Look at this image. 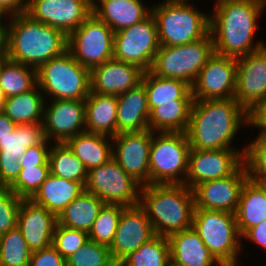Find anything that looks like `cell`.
Instances as JSON below:
<instances>
[{"label": "cell", "mask_w": 266, "mask_h": 266, "mask_svg": "<svg viewBox=\"0 0 266 266\" xmlns=\"http://www.w3.org/2000/svg\"><path fill=\"white\" fill-rule=\"evenodd\" d=\"M66 266H118L109 246L89 240L66 259Z\"/></svg>", "instance_id": "obj_41"}, {"label": "cell", "mask_w": 266, "mask_h": 266, "mask_svg": "<svg viewBox=\"0 0 266 266\" xmlns=\"http://www.w3.org/2000/svg\"><path fill=\"white\" fill-rule=\"evenodd\" d=\"M171 262L167 237L155 235L118 266H167Z\"/></svg>", "instance_id": "obj_37"}, {"label": "cell", "mask_w": 266, "mask_h": 266, "mask_svg": "<svg viewBox=\"0 0 266 266\" xmlns=\"http://www.w3.org/2000/svg\"><path fill=\"white\" fill-rule=\"evenodd\" d=\"M167 239L170 260L175 266H222L192 227L173 233Z\"/></svg>", "instance_id": "obj_25"}, {"label": "cell", "mask_w": 266, "mask_h": 266, "mask_svg": "<svg viewBox=\"0 0 266 266\" xmlns=\"http://www.w3.org/2000/svg\"><path fill=\"white\" fill-rule=\"evenodd\" d=\"M171 1H174V2H184V3H187L188 0H171Z\"/></svg>", "instance_id": "obj_55"}, {"label": "cell", "mask_w": 266, "mask_h": 266, "mask_svg": "<svg viewBox=\"0 0 266 266\" xmlns=\"http://www.w3.org/2000/svg\"><path fill=\"white\" fill-rule=\"evenodd\" d=\"M167 266H175V265H173V264L170 262Z\"/></svg>", "instance_id": "obj_57"}, {"label": "cell", "mask_w": 266, "mask_h": 266, "mask_svg": "<svg viewBox=\"0 0 266 266\" xmlns=\"http://www.w3.org/2000/svg\"><path fill=\"white\" fill-rule=\"evenodd\" d=\"M16 124L11 121L2 111H0V140L13 132Z\"/></svg>", "instance_id": "obj_50"}, {"label": "cell", "mask_w": 266, "mask_h": 266, "mask_svg": "<svg viewBox=\"0 0 266 266\" xmlns=\"http://www.w3.org/2000/svg\"><path fill=\"white\" fill-rule=\"evenodd\" d=\"M159 46L156 21L150 13L133 26L115 32L113 58L146 72L150 70Z\"/></svg>", "instance_id": "obj_12"}, {"label": "cell", "mask_w": 266, "mask_h": 266, "mask_svg": "<svg viewBox=\"0 0 266 266\" xmlns=\"http://www.w3.org/2000/svg\"><path fill=\"white\" fill-rule=\"evenodd\" d=\"M7 16L8 18H6ZM8 19H10V15L2 7H0V26H8L9 25Z\"/></svg>", "instance_id": "obj_52"}, {"label": "cell", "mask_w": 266, "mask_h": 266, "mask_svg": "<svg viewBox=\"0 0 266 266\" xmlns=\"http://www.w3.org/2000/svg\"><path fill=\"white\" fill-rule=\"evenodd\" d=\"M92 8L93 14L114 32L133 26L151 13V7H145L142 0H99Z\"/></svg>", "instance_id": "obj_26"}, {"label": "cell", "mask_w": 266, "mask_h": 266, "mask_svg": "<svg viewBox=\"0 0 266 266\" xmlns=\"http://www.w3.org/2000/svg\"><path fill=\"white\" fill-rule=\"evenodd\" d=\"M248 179L245 164L233 175L202 182L192 190L195 209L236 213L242 187Z\"/></svg>", "instance_id": "obj_19"}, {"label": "cell", "mask_w": 266, "mask_h": 266, "mask_svg": "<svg viewBox=\"0 0 266 266\" xmlns=\"http://www.w3.org/2000/svg\"><path fill=\"white\" fill-rule=\"evenodd\" d=\"M214 52L211 34L184 45L159 46L149 71L156 76L178 78L192 85Z\"/></svg>", "instance_id": "obj_9"}, {"label": "cell", "mask_w": 266, "mask_h": 266, "mask_svg": "<svg viewBox=\"0 0 266 266\" xmlns=\"http://www.w3.org/2000/svg\"><path fill=\"white\" fill-rule=\"evenodd\" d=\"M89 171L107 163L112 157V137L83 132L65 142Z\"/></svg>", "instance_id": "obj_31"}, {"label": "cell", "mask_w": 266, "mask_h": 266, "mask_svg": "<svg viewBox=\"0 0 266 266\" xmlns=\"http://www.w3.org/2000/svg\"><path fill=\"white\" fill-rule=\"evenodd\" d=\"M0 82L6 98L15 96L37 85L36 69L7 57L0 64Z\"/></svg>", "instance_id": "obj_36"}, {"label": "cell", "mask_w": 266, "mask_h": 266, "mask_svg": "<svg viewBox=\"0 0 266 266\" xmlns=\"http://www.w3.org/2000/svg\"><path fill=\"white\" fill-rule=\"evenodd\" d=\"M139 205L146 211L155 235L168 237L192 227L194 194L185 184L142 186Z\"/></svg>", "instance_id": "obj_4"}, {"label": "cell", "mask_w": 266, "mask_h": 266, "mask_svg": "<svg viewBox=\"0 0 266 266\" xmlns=\"http://www.w3.org/2000/svg\"><path fill=\"white\" fill-rule=\"evenodd\" d=\"M115 32L93 13L68 35L67 50L82 66L92 69L113 58Z\"/></svg>", "instance_id": "obj_10"}, {"label": "cell", "mask_w": 266, "mask_h": 266, "mask_svg": "<svg viewBox=\"0 0 266 266\" xmlns=\"http://www.w3.org/2000/svg\"><path fill=\"white\" fill-rule=\"evenodd\" d=\"M48 162L50 174L86 184L88 170L66 143L50 144Z\"/></svg>", "instance_id": "obj_35"}, {"label": "cell", "mask_w": 266, "mask_h": 266, "mask_svg": "<svg viewBox=\"0 0 266 266\" xmlns=\"http://www.w3.org/2000/svg\"><path fill=\"white\" fill-rule=\"evenodd\" d=\"M244 149H190L185 185H196L233 175L244 164Z\"/></svg>", "instance_id": "obj_13"}, {"label": "cell", "mask_w": 266, "mask_h": 266, "mask_svg": "<svg viewBox=\"0 0 266 266\" xmlns=\"http://www.w3.org/2000/svg\"><path fill=\"white\" fill-rule=\"evenodd\" d=\"M235 216L240 236L266 220V183H258L249 178L246 180Z\"/></svg>", "instance_id": "obj_30"}, {"label": "cell", "mask_w": 266, "mask_h": 266, "mask_svg": "<svg viewBox=\"0 0 266 266\" xmlns=\"http://www.w3.org/2000/svg\"><path fill=\"white\" fill-rule=\"evenodd\" d=\"M192 228L222 266H239L243 244L234 213L194 209Z\"/></svg>", "instance_id": "obj_7"}, {"label": "cell", "mask_w": 266, "mask_h": 266, "mask_svg": "<svg viewBox=\"0 0 266 266\" xmlns=\"http://www.w3.org/2000/svg\"><path fill=\"white\" fill-rule=\"evenodd\" d=\"M8 26H0V53H7Z\"/></svg>", "instance_id": "obj_51"}, {"label": "cell", "mask_w": 266, "mask_h": 266, "mask_svg": "<svg viewBox=\"0 0 266 266\" xmlns=\"http://www.w3.org/2000/svg\"><path fill=\"white\" fill-rule=\"evenodd\" d=\"M0 7L10 16H14L26 11V0H0Z\"/></svg>", "instance_id": "obj_49"}, {"label": "cell", "mask_w": 266, "mask_h": 266, "mask_svg": "<svg viewBox=\"0 0 266 266\" xmlns=\"http://www.w3.org/2000/svg\"><path fill=\"white\" fill-rule=\"evenodd\" d=\"M7 57V53H0V64Z\"/></svg>", "instance_id": "obj_54"}, {"label": "cell", "mask_w": 266, "mask_h": 266, "mask_svg": "<svg viewBox=\"0 0 266 266\" xmlns=\"http://www.w3.org/2000/svg\"><path fill=\"white\" fill-rule=\"evenodd\" d=\"M21 201L8 187H0V236L17 226Z\"/></svg>", "instance_id": "obj_44"}, {"label": "cell", "mask_w": 266, "mask_h": 266, "mask_svg": "<svg viewBox=\"0 0 266 266\" xmlns=\"http://www.w3.org/2000/svg\"><path fill=\"white\" fill-rule=\"evenodd\" d=\"M104 205L101 199L85 190L60 213L57 223L88 233Z\"/></svg>", "instance_id": "obj_33"}, {"label": "cell", "mask_w": 266, "mask_h": 266, "mask_svg": "<svg viewBox=\"0 0 266 266\" xmlns=\"http://www.w3.org/2000/svg\"><path fill=\"white\" fill-rule=\"evenodd\" d=\"M57 217L31 199H22L17 216V227L33 252L52 245Z\"/></svg>", "instance_id": "obj_23"}, {"label": "cell", "mask_w": 266, "mask_h": 266, "mask_svg": "<svg viewBox=\"0 0 266 266\" xmlns=\"http://www.w3.org/2000/svg\"><path fill=\"white\" fill-rule=\"evenodd\" d=\"M26 14L67 36L93 13L89 0H26Z\"/></svg>", "instance_id": "obj_16"}, {"label": "cell", "mask_w": 266, "mask_h": 266, "mask_svg": "<svg viewBox=\"0 0 266 266\" xmlns=\"http://www.w3.org/2000/svg\"><path fill=\"white\" fill-rule=\"evenodd\" d=\"M190 149L184 132H152L150 184H185Z\"/></svg>", "instance_id": "obj_8"}, {"label": "cell", "mask_w": 266, "mask_h": 266, "mask_svg": "<svg viewBox=\"0 0 266 266\" xmlns=\"http://www.w3.org/2000/svg\"><path fill=\"white\" fill-rule=\"evenodd\" d=\"M241 238L248 239L266 251V220L248 229Z\"/></svg>", "instance_id": "obj_47"}, {"label": "cell", "mask_w": 266, "mask_h": 266, "mask_svg": "<svg viewBox=\"0 0 266 266\" xmlns=\"http://www.w3.org/2000/svg\"><path fill=\"white\" fill-rule=\"evenodd\" d=\"M149 116L147 93L142 82L117 96V134L149 130Z\"/></svg>", "instance_id": "obj_24"}, {"label": "cell", "mask_w": 266, "mask_h": 266, "mask_svg": "<svg viewBox=\"0 0 266 266\" xmlns=\"http://www.w3.org/2000/svg\"><path fill=\"white\" fill-rule=\"evenodd\" d=\"M85 132L117 135V96L90 92L85 99Z\"/></svg>", "instance_id": "obj_29"}, {"label": "cell", "mask_w": 266, "mask_h": 266, "mask_svg": "<svg viewBox=\"0 0 266 266\" xmlns=\"http://www.w3.org/2000/svg\"><path fill=\"white\" fill-rule=\"evenodd\" d=\"M84 191V183L50 174L31 200L58 217Z\"/></svg>", "instance_id": "obj_27"}, {"label": "cell", "mask_w": 266, "mask_h": 266, "mask_svg": "<svg viewBox=\"0 0 266 266\" xmlns=\"http://www.w3.org/2000/svg\"><path fill=\"white\" fill-rule=\"evenodd\" d=\"M193 103H167L154 108L149 116L152 132L186 133Z\"/></svg>", "instance_id": "obj_34"}, {"label": "cell", "mask_w": 266, "mask_h": 266, "mask_svg": "<svg viewBox=\"0 0 266 266\" xmlns=\"http://www.w3.org/2000/svg\"><path fill=\"white\" fill-rule=\"evenodd\" d=\"M68 36L60 29L32 19L28 14L10 16L7 58L36 70L67 50Z\"/></svg>", "instance_id": "obj_3"}, {"label": "cell", "mask_w": 266, "mask_h": 266, "mask_svg": "<svg viewBox=\"0 0 266 266\" xmlns=\"http://www.w3.org/2000/svg\"><path fill=\"white\" fill-rule=\"evenodd\" d=\"M49 142L51 143L52 141L46 139L41 145L29 147L19 159L21 168L49 165Z\"/></svg>", "instance_id": "obj_45"}, {"label": "cell", "mask_w": 266, "mask_h": 266, "mask_svg": "<svg viewBox=\"0 0 266 266\" xmlns=\"http://www.w3.org/2000/svg\"><path fill=\"white\" fill-rule=\"evenodd\" d=\"M236 58L214 52L191 85L193 100L234 98Z\"/></svg>", "instance_id": "obj_15"}, {"label": "cell", "mask_w": 266, "mask_h": 266, "mask_svg": "<svg viewBox=\"0 0 266 266\" xmlns=\"http://www.w3.org/2000/svg\"><path fill=\"white\" fill-rule=\"evenodd\" d=\"M45 101L36 85L32 90L6 98L2 112L16 125L42 123Z\"/></svg>", "instance_id": "obj_32"}, {"label": "cell", "mask_w": 266, "mask_h": 266, "mask_svg": "<svg viewBox=\"0 0 266 266\" xmlns=\"http://www.w3.org/2000/svg\"><path fill=\"white\" fill-rule=\"evenodd\" d=\"M234 98L249 114L266 101V46L236 58Z\"/></svg>", "instance_id": "obj_14"}, {"label": "cell", "mask_w": 266, "mask_h": 266, "mask_svg": "<svg viewBox=\"0 0 266 266\" xmlns=\"http://www.w3.org/2000/svg\"><path fill=\"white\" fill-rule=\"evenodd\" d=\"M31 253L17 226L0 236V266H28Z\"/></svg>", "instance_id": "obj_38"}, {"label": "cell", "mask_w": 266, "mask_h": 266, "mask_svg": "<svg viewBox=\"0 0 266 266\" xmlns=\"http://www.w3.org/2000/svg\"><path fill=\"white\" fill-rule=\"evenodd\" d=\"M261 131H266V101L261 103L250 114V125Z\"/></svg>", "instance_id": "obj_48"}, {"label": "cell", "mask_w": 266, "mask_h": 266, "mask_svg": "<svg viewBox=\"0 0 266 266\" xmlns=\"http://www.w3.org/2000/svg\"><path fill=\"white\" fill-rule=\"evenodd\" d=\"M28 266H66V260L51 245L48 248L33 251Z\"/></svg>", "instance_id": "obj_46"}, {"label": "cell", "mask_w": 266, "mask_h": 266, "mask_svg": "<svg viewBox=\"0 0 266 266\" xmlns=\"http://www.w3.org/2000/svg\"><path fill=\"white\" fill-rule=\"evenodd\" d=\"M45 140L43 123L16 125L0 140V187H9L16 180L22 169L19 159L27 149Z\"/></svg>", "instance_id": "obj_18"}, {"label": "cell", "mask_w": 266, "mask_h": 266, "mask_svg": "<svg viewBox=\"0 0 266 266\" xmlns=\"http://www.w3.org/2000/svg\"><path fill=\"white\" fill-rule=\"evenodd\" d=\"M125 206L105 204L88 232L89 240L110 246Z\"/></svg>", "instance_id": "obj_39"}, {"label": "cell", "mask_w": 266, "mask_h": 266, "mask_svg": "<svg viewBox=\"0 0 266 266\" xmlns=\"http://www.w3.org/2000/svg\"><path fill=\"white\" fill-rule=\"evenodd\" d=\"M244 164L248 178L266 183V131H260L257 137L245 147Z\"/></svg>", "instance_id": "obj_40"}, {"label": "cell", "mask_w": 266, "mask_h": 266, "mask_svg": "<svg viewBox=\"0 0 266 266\" xmlns=\"http://www.w3.org/2000/svg\"><path fill=\"white\" fill-rule=\"evenodd\" d=\"M152 131L119 133L112 137L113 159L141 186L150 184L149 151Z\"/></svg>", "instance_id": "obj_17"}, {"label": "cell", "mask_w": 266, "mask_h": 266, "mask_svg": "<svg viewBox=\"0 0 266 266\" xmlns=\"http://www.w3.org/2000/svg\"><path fill=\"white\" fill-rule=\"evenodd\" d=\"M89 241L88 233L56 224L52 246L65 258H69Z\"/></svg>", "instance_id": "obj_43"}, {"label": "cell", "mask_w": 266, "mask_h": 266, "mask_svg": "<svg viewBox=\"0 0 266 266\" xmlns=\"http://www.w3.org/2000/svg\"><path fill=\"white\" fill-rule=\"evenodd\" d=\"M243 124L250 125V114L235 98L193 100L186 134L193 149H237L233 140Z\"/></svg>", "instance_id": "obj_2"}, {"label": "cell", "mask_w": 266, "mask_h": 266, "mask_svg": "<svg viewBox=\"0 0 266 266\" xmlns=\"http://www.w3.org/2000/svg\"><path fill=\"white\" fill-rule=\"evenodd\" d=\"M155 236L146 211L138 204L122 210L118 227L109 246L114 262L119 265L131 253Z\"/></svg>", "instance_id": "obj_21"}, {"label": "cell", "mask_w": 266, "mask_h": 266, "mask_svg": "<svg viewBox=\"0 0 266 266\" xmlns=\"http://www.w3.org/2000/svg\"><path fill=\"white\" fill-rule=\"evenodd\" d=\"M5 100H6V96L4 95V92H3V89H2V85H1V82H0V111L3 110Z\"/></svg>", "instance_id": "obj_53"}, {"label": "cell", "mask_w": 266, "mask_h": 266, "mask_svg": "<svg viewBox=\"0 0 266 266\" xmlns=\"http://www.w3.org/2000/svg\"><path fill=\"white\" fill-rule=\"evenodd\" d=\"M45 103L42 123L48 141L65 143L85 132V100L52 99L49 105Z\"/></svg>", "instance_id": "obj_20"}, {"label": "cell", "mask_w": 266, "mask_h": 266, "mask_svg": "<svg viewBox=\"0 0 266 266\" xmlns=\"http://www.w3.org/2000/svg\"><path fill=\"white\" fill-rule=\"evenodd\" d=\"M49 175V165L22 168L16 180L8 188L22 199H31Z\"/></svg>", "instance_id": "obj_42"}, {"label": "cell", "mask_w": 266, "mask_h": 266, "mask_svg": "<svg viewBox=\"0 0 266 266\" xmlns=\"http://www.w3.org/2000/svg\"><path fill=\"white\" fill-rule=\"evenodd\" d=\"M214 6L210 34L215 53L238 58L266 46L263 41H253L266 0H216Z\"/></svg>", "instance_id": "obj_1"}, {"label": "cell", "mask_w": 266, "mask_h": 266, "mask_svg": "<svg viewBox=\"0 0 266 266\" xmlns=\"http://www.w3.org/2000/svg\"><path fill=\"white\" fill-rule=\"evenodd\" d=\"M143 73L136 65L111 58L90 70L91 92L118 96L141 83Z\"/></svg>", "instance_id": "obj_22"}, {"label": "cell", "mask_w": 266, "mask_h": 266, "mask_svg": "<svg viewBox=\"0 0 266 266\" xmlns=\"http://www.w3.org/2000/svg\"><path fill=\"white\" fill-rule=\"evenodd\" d=\"M141 185L129 176L113 157L88 171L85 190L105 204L132 207L140 203Z\"/></svg>", "instance_id": "obj_11"}, {"label": "cell", "mask_w": 266, "mask_h": 266, "mask_svg": "<svg viewBox=\"0 0 266 266\" xmlns=\"http://www.w3.org/2000/svg\"><path fill=\"white\" fill-rule=\"evenodd\" d=\"M92 4L94 3V2H97V0H89Z\"/></svg>", "instance_id": "obj_56"}, {"label": "cell", "mask_w": 266, "mask_h": 266, "mask_svg": "<svg viewBox=\"0 0 266 266\" xmlns=\"http://www.w3.org/2000/svg\"><path fill=\"white\" fill-rule=\"evenodd\" d=\"M160 46L192 43L210 34V15L184 2L164 0L152 5Z\"/></svg>", "instance_id": "obj_5"}, {"label": "cell", "mask_w": 266, "mask_h": 266, "mask_svg": "<svg viewBox=\"0 0 266 266\" xmlns=\"http://www.w3.org/2000/svg\"><path fill=\"white\" fill-rule=\"evenodd\" d=\"M141 82L144 84L150 112L162 104L167 103H193L191 85L178 78H164L143 73Z\"/></svg>", "instance_id": "obj_28"}, {"label": "cell", "mask_w": 266, "mask_h": 266, "mask_svg": "<svg viewBox=\"0 0 266 266\" xmlns=\"http://www.w3.org/2000/svg\"><path fill=\"white\" fill-rule=\"evenodd\" d=\"M36 72L37 85L45 93V100L50 96V100H85L91 92L90 69L75 60L68 50L42 64Z\"/></svg>", "instance_id": "obj_6"}]
</instances>
